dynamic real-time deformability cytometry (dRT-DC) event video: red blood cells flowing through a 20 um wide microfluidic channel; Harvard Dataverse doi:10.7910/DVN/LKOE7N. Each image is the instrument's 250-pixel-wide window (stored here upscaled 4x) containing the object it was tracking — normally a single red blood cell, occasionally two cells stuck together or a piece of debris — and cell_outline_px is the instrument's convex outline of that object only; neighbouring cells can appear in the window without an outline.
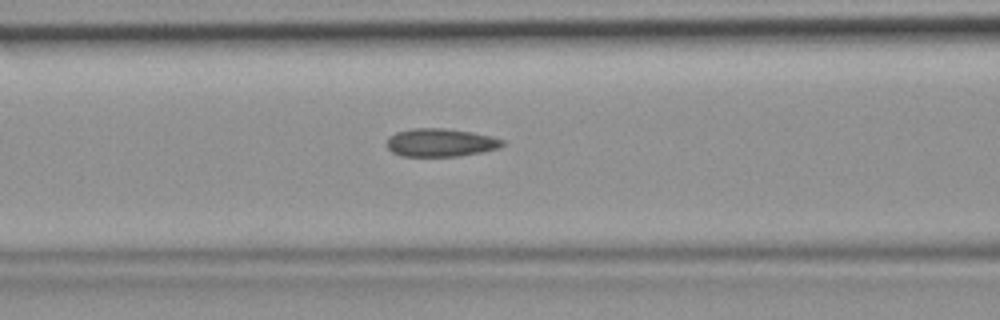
{"species": "common noctule bat (a hibernating species)", "species_latin": "Nyctalus noctula", "temperature_condition": "room temperature", "stored_images_in_passage": 41, "segment_of_instrument_passage": [1, 2], "camera_frame_rate_fps": 3000, "um_per_image_px": 0.085, "animal": {"sex": "female", "body_mass_g": 19.9}, "frame": {"image": 1, "passage_image": 14, "time_ms": 4.333, "image_size_px": [1000, 320], "cell_outline_px": [[504, 144], [496, 148], [480, 152], [456, 156], [400, 156], [392, 152], [388, 148], [388, 136], [396, 132], [412, 128], [444, 128], [472, 132], [492, 136], [504, 140]], "centroid_in_image_um": [37.42, 12.11], "position_along_channel_um": 129.2, "area_um2": 18.84}}
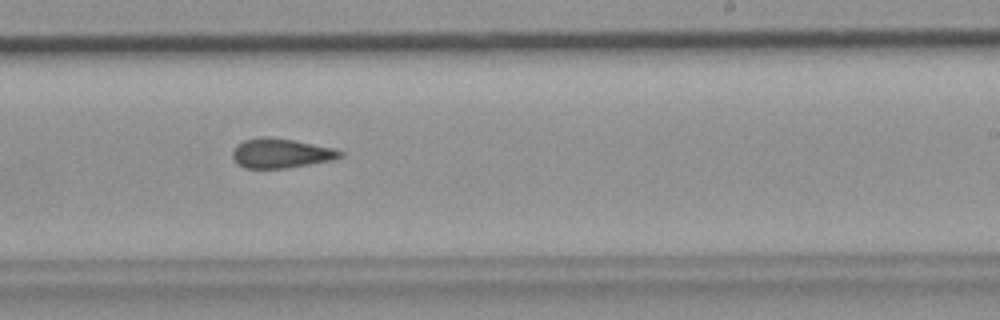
{"frame": {"image": 2, "passage_image": 23, "time_ms": 7.333, "image_size_px": [1000, 320], "cell_outline_px": [[344, 156], [332, 160], [288, 168], [244, 168], [232, 156], [232, 152], [236, 144], [244, 140], [264, 136], [296, 140], [332, 148], [344, 152]], "centroid_in_image_um": [23.89, 13.02], "position_along_channel_um": 265.1, "area_um2": 18.5}}
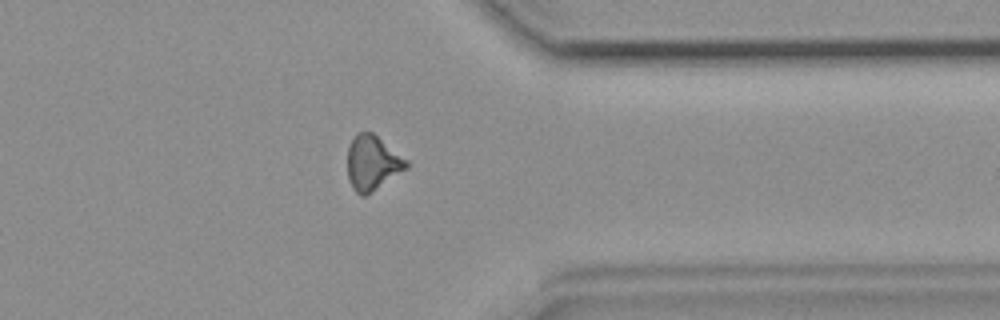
{"frame": {"image": 3, "passage_image": 31, "time_ms": 10.0, "image_size_px": [1000, 320], "cell_outline_px": [[408, 168], [364, 196], [360, 196], [352, 188], [348, 180], [348, 148], [356, 132], [372, 132], [408, 160]], "centroid_in_image_um": [31.65, 13.84], "position_along_channel_um": 379.8, "area_um2": 18.61}}